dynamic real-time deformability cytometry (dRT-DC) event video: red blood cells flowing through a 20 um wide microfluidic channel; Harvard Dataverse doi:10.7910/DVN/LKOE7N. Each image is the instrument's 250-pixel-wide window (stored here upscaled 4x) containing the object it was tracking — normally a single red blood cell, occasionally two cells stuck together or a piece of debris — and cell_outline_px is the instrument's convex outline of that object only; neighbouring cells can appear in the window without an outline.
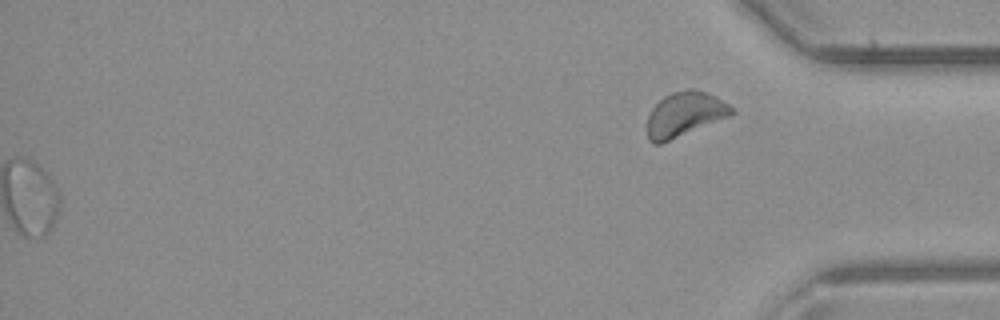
{"species": "common noctule bat (a hibernating species)", "species_latin": "Nyctalus noctula", "temperature_condition": "room temperature", "stored_images_in_passage": 31, "segment_of_instrument_passage": [2, 2], "camera_frame_rate_fps": 3000, "um_per_image_px": 0.085, "animal": {"sex": "male", "body_mass_g": 23.1, "forearm_length_mm": 52.7}, "frame": {"image": 1, "passage_image": 31, "time_ms": 10.0, "image_size_px": [1000, 320], "cell_outline_px": [[736, 112], [728, 116], [660, 144], [652, 144], [648, 140], [648, 116], [652, 108], [664, 96], [672, 92], [688, 88], [696, 88], [708, 92], [716, 96], [736, 108]], "centroid_in_image_um": [58.21, 9.68], "position_along_channel_um": 377.0, "area_um2": 21.91}}